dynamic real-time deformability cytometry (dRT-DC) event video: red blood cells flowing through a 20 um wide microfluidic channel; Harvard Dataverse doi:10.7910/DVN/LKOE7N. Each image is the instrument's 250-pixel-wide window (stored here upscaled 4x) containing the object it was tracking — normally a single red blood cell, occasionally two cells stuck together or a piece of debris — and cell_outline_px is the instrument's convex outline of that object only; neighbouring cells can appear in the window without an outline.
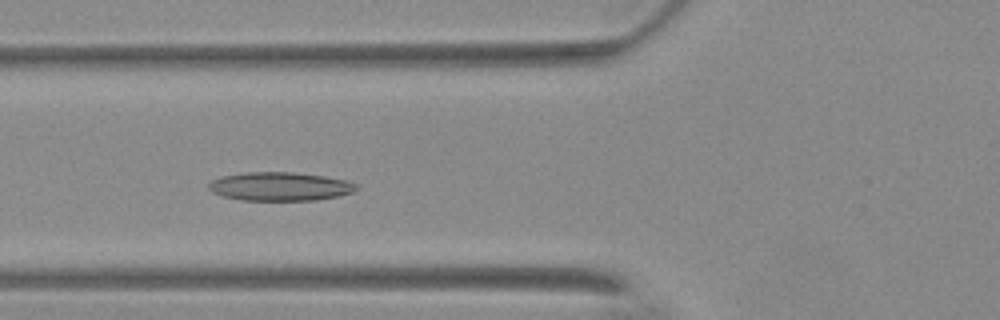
{"species": "Egyptian fruit bat (a non-hibernating species)", "species_latin": "Rousettus aegyptiacus", "temperature_condition": "warm", "stored_images_in_passage": 41, "camera_frame_rate_fps": 3000, "um_per_image_px": 0.085, "animal": {"sex": "female"}, "frame": {"image": 1, "passage_image": 6, "time_ms": 1.667, "image_size_px": [1000, 320], "cell_outline_px": [[360, 188], [352, 192], [336, 196], [316, 200], [240, 200], [224, 196], [212, 192], [208, 188], [208, 184], [212, 180], [224, 176], [248, 172], [292, 172], [324, 176], [344, 180], [356, 184]], "centroid_in_image_um": [23.79, 15.85], "position_along_channel_um": 102.0, "area_um2": 24.39}}
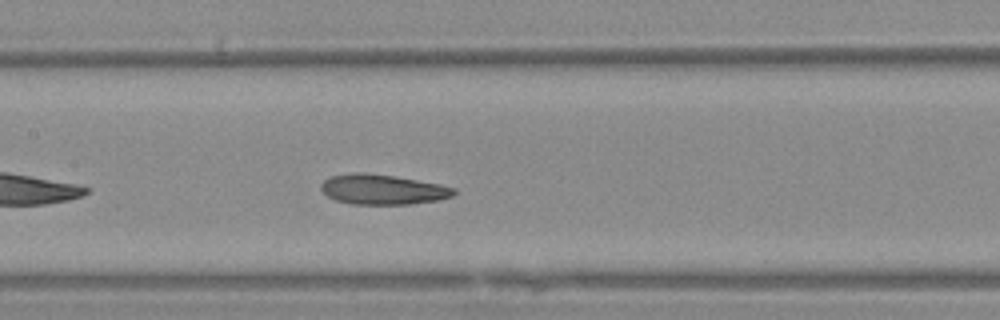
{"frame": {"image": 2, "passage_image": 12, "time_ms": 3.667, "image_size_px": [1000, 320], "cell_outline_px": [[456, 192], [452, 196], [440, 200], [412, 204], [352, 204], [336, 200], [328, 196], [320, 188], [320, 184], [324, 180], [332, 176], [392, 176], [440, 184], [456, 188]], "centroid_in_image_um": [32.62, 16.17], "position_along_channel_um": 174.8, "area_um2": 22.2}}
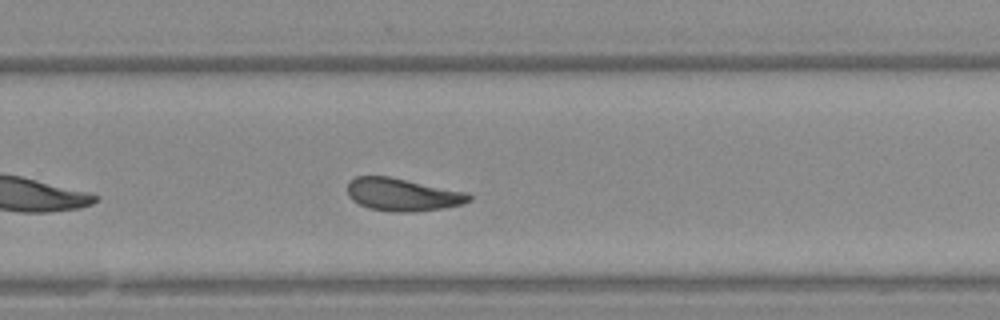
{"frame": {"image": 3, "passage_image": 22, "time_ms": 7.0, "image_size_px": [1000, 320], "cell_outline_px": [[472, 200], [464, 204], [444, 208], [420, 212], [392, 212], [368, 208], [352, 200], [348, 196], [348, 184], [356, 176], [388, 176], [468, 192], [472, 196]], "centroid_in_image_um": [34.27, 16.55], "position_along_channel_um": 295.5, "area_um2": 23.41}}